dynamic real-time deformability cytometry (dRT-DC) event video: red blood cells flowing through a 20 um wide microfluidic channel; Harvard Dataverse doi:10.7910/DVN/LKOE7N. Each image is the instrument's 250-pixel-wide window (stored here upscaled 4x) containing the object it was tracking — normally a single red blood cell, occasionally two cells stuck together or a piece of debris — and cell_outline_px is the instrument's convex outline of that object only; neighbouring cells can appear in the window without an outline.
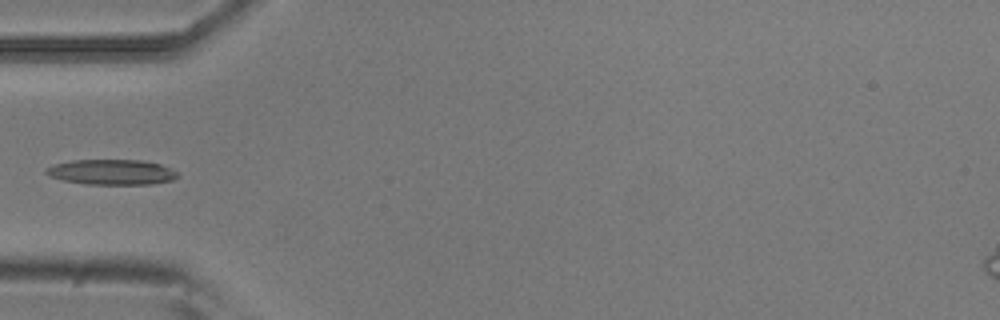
{"species": "common noctule bat (a hibernating species)", "species_latin": "Nyctalus noctula", "temperature_condition": "room temperature", "stored_images_in_passage": 6, "camera_frame_rate_fps": 3000, "um_per_image_px": 0.085, "animal": {"sex": "male", "body_mass_g": 20.5, "forearm_length_mm": 52.5}, "frame": {"image": 1, "passage_image": 6, "time_ms": 1.667, "image_size_px": [1000, 320], "cell_outline_px": [[180, 176], [172, 180], [152, 184], [84, 184], [64, 180], [48, 176], [44, 172], [44, 168], [56, 164], [72, 160], [140, 160], [160, 164], [176, 172]], "centroid_in_image_um": [9.46, 14.63], "position_along_channel_um": 75.5, "area_um2": 19.31}}